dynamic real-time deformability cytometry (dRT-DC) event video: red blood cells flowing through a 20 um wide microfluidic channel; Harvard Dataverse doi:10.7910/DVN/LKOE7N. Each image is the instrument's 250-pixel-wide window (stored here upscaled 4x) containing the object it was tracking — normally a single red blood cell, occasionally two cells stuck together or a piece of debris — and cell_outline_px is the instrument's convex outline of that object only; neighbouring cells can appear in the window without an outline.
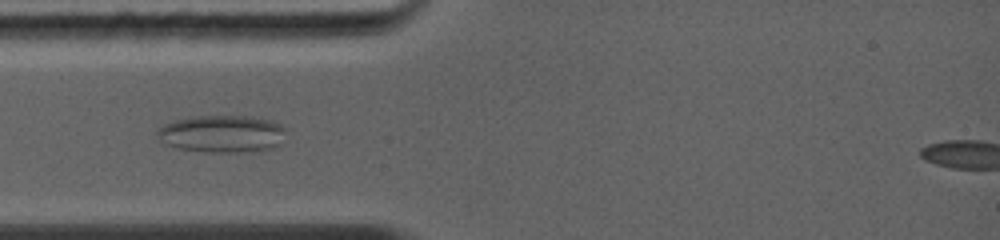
{"species": "common noctule bat (a hibernating species)", "species_latin": "Nyctalus noctula", "temperature_condition": "warm", "stored_images_in_passage": 18, "camera_frame_rate_fps": 5000, "um_per_image_px": 0.085, "animal": {"sex": "female", "body_mass_g": 19.0, "forearm_length_mm": 56.7}, "frame": {"image": 1, "passage_image": 1, "time_ms": 0.0, "image_size_px": [1000, 240], "cell_outline_px": [[288, 128], [280, 144], [272, 148], [236, 152], [208, 152], [180, 148], [164, 144], [156, 136], [156, 128], [172, 120], [192, 116], [252, 116], [272, 120]], "centroid_in_image_um": [18.86, 11.35], "position_along_channel_um": 66.1, "area_um2": 28.32}}